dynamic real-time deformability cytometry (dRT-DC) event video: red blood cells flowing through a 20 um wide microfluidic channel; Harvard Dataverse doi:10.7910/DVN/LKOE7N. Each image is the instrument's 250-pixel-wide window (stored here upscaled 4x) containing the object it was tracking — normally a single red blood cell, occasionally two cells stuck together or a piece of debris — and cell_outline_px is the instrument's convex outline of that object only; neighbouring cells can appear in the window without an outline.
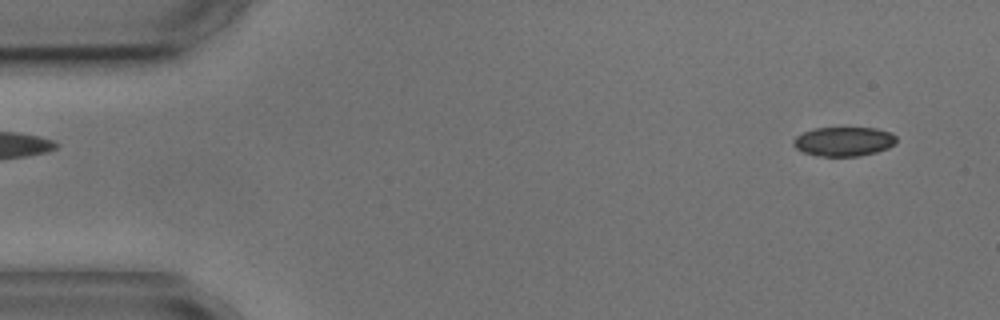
{"species": "common noctule bat (a hibernating species)", "species_latin": "Nyctalus noctula", "temperature_condition": "cold", "stored_images_in_passage": 4, "camera_frame_rate_fps": 3000, "um_per_image_px": 0.085, "animal": {"sex": "male", "body_mass_g": 17.9, "forearm_length_mm": 54.2}, "frame": {"image": 1, "passage_image": 1, "time_ms": 0.0, "image_size_px": [1000, 320], "cell_outline_px": [[896, 144], [888, 148], [876, 152], [856, 156], [820, 156], [804, 152], [796, 148], [792, 144], [792, 140], [796, 136], [804, 132], [816, 128], [844, 124], [876, 128], [892, 132], [896, 136]], "centroid_in_image_um": [71.75, 11.96], "position_along_channel_um": 13.3, "area_um2": 18.44}}
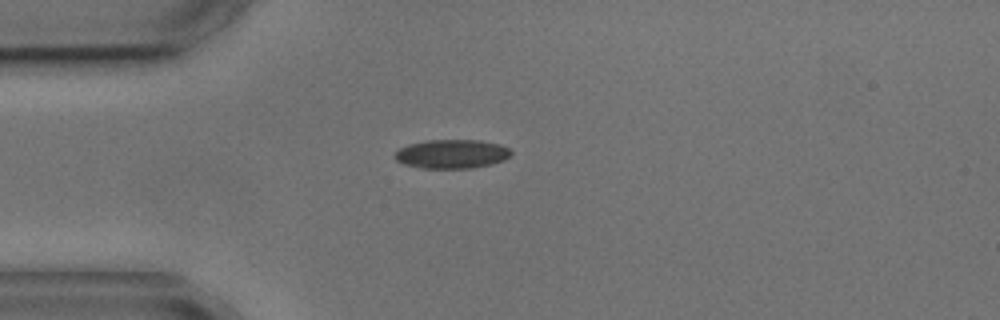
{"frame": {"image": 2, "passage_image": 3, "time_ms": 3.333, "image_size_px": [1000, 320], "cell_outline_px": [[512, 152], [504, 160], [492, 164], [472, 168], [424, 168], [404, 164], [396, 160], [392, 156], [400, 148], [408, 144], [428, 140], [480, 140], [500, 144], [508, 148]], "centroid_in_image_um": [38.39, 13.08], "position_along_channel_um": 46.6, "area_um2": 19.59}}